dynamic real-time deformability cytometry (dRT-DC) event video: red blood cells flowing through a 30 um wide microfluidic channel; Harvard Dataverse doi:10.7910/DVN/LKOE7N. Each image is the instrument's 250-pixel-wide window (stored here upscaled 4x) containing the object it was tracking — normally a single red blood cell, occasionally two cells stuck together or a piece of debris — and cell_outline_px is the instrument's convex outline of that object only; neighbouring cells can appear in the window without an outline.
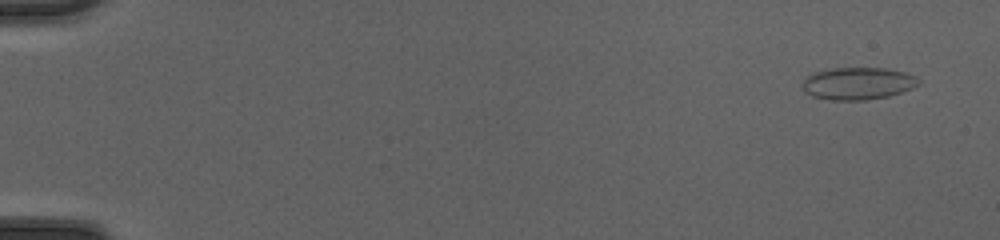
{"species": "common noctule bat (a hibernating species)", "species_latin": "Nyctalus noctula", "temperature_condition": "cold", "stored_images_in_passage": 48, "camera_frame_rate_fps": 3000, "um_per_image_px": 0.085, "animal": {"sex": "female", "body_mass_g": 20.0, "forearm_length_mm": 54.0}, "frame": {"image": 1, "passage_image": 1, "time_ms": 0.0, "image_size_px": [1000, 240], "cell_outline_px": [[920, 84], [912, 88], [888, 96], [864, 100], [832, 100], [812, 96], [804, 88], [804, 80], [812, 72], [832, 68], [884, 68], [904, 72], [916, 76], [920, 80]], "centroid_in_image_um": [72.95, 7.08], "position_along_channel_um": 12.1, "area_um2": 21.68}}
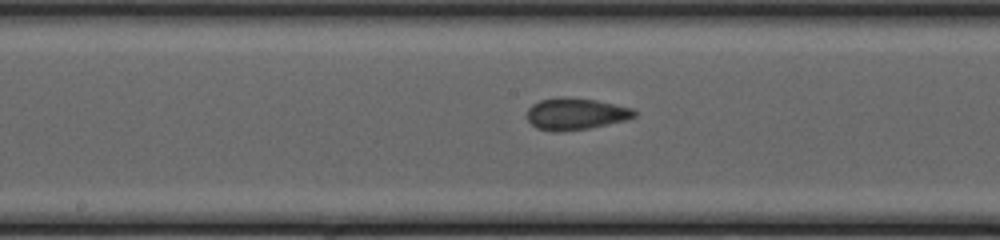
{"frame": {"image": 2, "passage_image": 26, "time_ms": 8.333, "image_size_px": [1000, 240], "cell_outline_px": [[636, 116], [628, 120], [588, 128], [556, 132], [552, 132], [536, 128], [528, 120], [528, 108], [532, 104], [540, 100], [560, 96], [564, 96], [596, 100], [632, 108], [636, 112]], "centroid_in_image_um": [48.93, 9.67], "position_along_channel_um": 199.3, "area_um2": 19.94}}
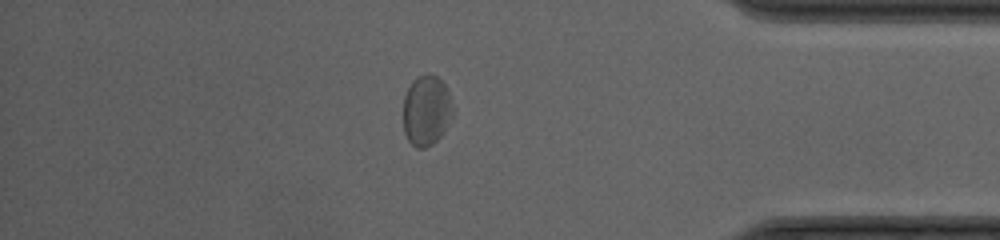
{"frame": {"image": 3, "passage_image": 42, "time_ms": 13.667, "image_size_px": [1000, 240], "cell_outline_px": [[452, 116], [440, 136], [432, 144], [424, 148], [416, 148], [408, 140], [404, 132], [404, 96], [412, 80], [416, 76], [428, 72], [436, 76], [444, 84], [448, 92], [452, 108]], "centroid_in_image_um": [36.22, 9.36], "position_along_channel_um": 399.0, "area_um2": 20.17}, "authors_computed_cell_mechanics": {"area_um2": 19.7676, "velocity_mm_per_s": 4.2046, "shape_relaxation_time_tau1_ms": null, "shape_relaxation_time_tau2_ms": 0.886, "deformation_change_tau1": null, "deformation_change_tau2": 0.0394}}